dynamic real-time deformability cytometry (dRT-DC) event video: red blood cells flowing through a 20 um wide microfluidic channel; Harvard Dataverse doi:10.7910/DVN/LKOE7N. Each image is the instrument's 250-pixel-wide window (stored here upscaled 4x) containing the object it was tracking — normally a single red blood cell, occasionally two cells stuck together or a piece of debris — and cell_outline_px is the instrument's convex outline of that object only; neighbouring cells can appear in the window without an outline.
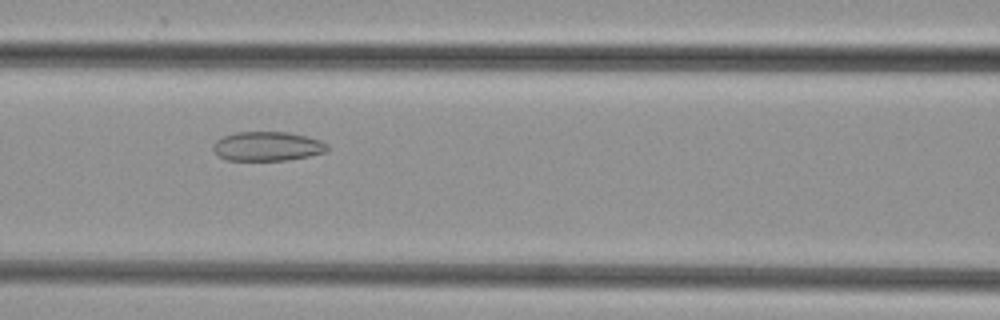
{"species": "common noctule bat (a hibernating species)", "species_latin": "Nyctalus noctula", "temperature_condition": "cold", "stored_images_in_passage": 46, "camera_frame_rate_fps": 3000, "um_per_image_px": 0.085, "animal": {"sex": "female", "body_mass_g": 29.2, "forearm_length_mm": 56.3}, "frame": {"image": 1, "passage_image": 18, "time_ms": 5.667, "image_size_px": [1000, 320], "cell_outline_px": [[328, 148], [324, 152], [308, 156], [284, 160], [224, 160], [212, 148], [212, 144], [216, 140], [224, 136], [236, 132], [288, 132], [308, 136], [320, 140], [328, 144]], "centroid_in_image_um": [22.71, 12.42], "position_along_channel_um": 143.9, "area_um2": 19.42}}
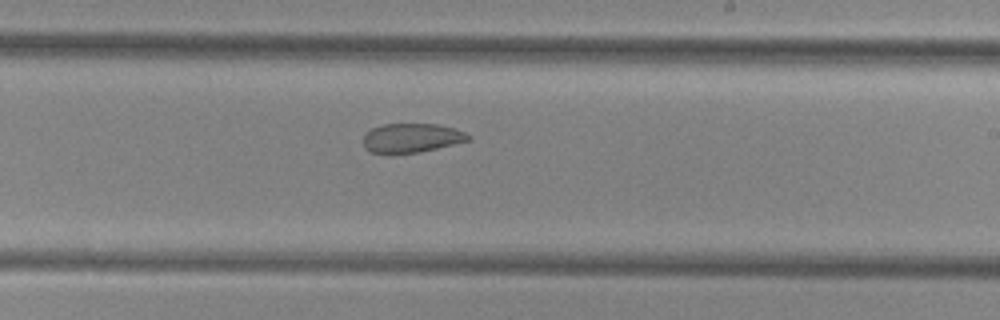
{"frame": {"image": 2, "passage_image": 26, "time_ms": 8.333, "image_size_px": [1000, 320], "cell_outline_px": [[472, 140], [420, 152], [392, 156], [372, 152], [364, 148], [364, 136], [372, 128], [380, 124], [436, 124], [452, 128], [464, 132], [472, 136]], "centroid_in_image_um": [34.97, 11.76], "position_along_channel_um": 254.0, "area_um2": 18.26}}
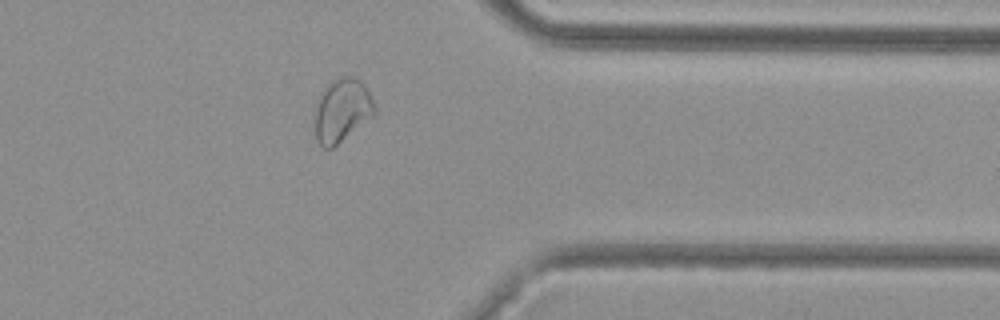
{"frame": {"image": 3, "passage_image": 36, "time_ms": 11.667, "image_size_px": [1000, 320], "cell_outline_px": [[376, 112], [372, 116], [332, 148], [324, 148], [316, 140], [312, 116], [312, 112], [320, 92], [336, 76], [352, 76], [360, 80], [364, 84], [376, 108]], "centroid_in_image_um": [28.99, 9.36], "position_along_channel_um": 382.4, "area_um2": 22.43}}